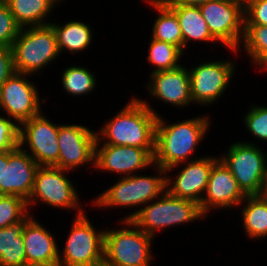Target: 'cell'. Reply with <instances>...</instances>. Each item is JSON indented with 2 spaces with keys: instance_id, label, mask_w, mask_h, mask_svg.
<instances>
[{
  "instance_id": "23",
  "label": "cell",
  "mask_w": 267,
  "mask_h": 266,
  "mask_svg": "<svg viewBox=\"0 0 267 266\" xmlns=\"http://www.w3.org/2000/svg\"><path fill=\"white\" fill-rule=\"evenodd\" d=\"M158 16L153 23L152 38L179 47L183 50V36L176 14L162 0H147Z\"/></svg>"
},
{
  "instance_id": "19",
  "label": "cell",
  "mask_w": 267,
  "mask_h": 266,
  "mask_svg": "<svg viewBox=\"0 0 267 266\" xmlns=\"http://www.w3.org/2000/svg\"><path fill=\"white\" fill-rule=\"evenodd\" d=\"M149 80L146 88L151 98H159L162 102L179 108L193 104L187 67L181 65L173 70L150 73Z\"/></svg>"
},
{
  "instance_id": "7",
  "label": "cell",
  "mask_w": 267,
  "mask_h": 266,
  "mask_svg": "<svg viewBox=\"0 0 267 266\" xmlns=\"http://www.w3.org/2000/svg\"><path fill=\"white\" fill-rule=\"evenodd\" d=\"M219 159L233 174L245 195L265 194L267 186V154L255 143L238 141L229 146Z\"/></svg>"
},
{
  "instance_id": "14",
  "label": "cell",
  "mask_w": 267,
  "mask_h": 266,
  "mask_svg": "<svg viewBox=\"0 0 267 266\" xmlns=\"http://www.w3.org/2000/svg\"><path fill=\"white\" fill-rule=\"evenodd\" d=\"M235 66L232 61H211L190 68V89L193 103L208 105L219 101L233 78Z\"/></svg>"
},
{
  "instance_id": "37",
  "label": "cell",
  "mask_w": 267,
  "mask_h": 266,
  "mask_svg": "<svg viewBox=\"0 0 267 266\" xmlns=\"http://www.w3.org/2000/svg\"><path fill=\"white\" fill-rule=\"evenodd\" d=\"M2 173H3V151H0V184H2Z\"/></svg>"
},
{
  "instance_id": "30",
  "label": "cell",
  "mask_w": 267,
  "mask_h": 266,
  "mask_svg": "<svg viewBox=\"0 0 267 266\" xmlns=\"http://www.w3.org/2000/svg\"><path fill=\"white\" fill-rule=\"evenodd\" d=\"M31 212L27 201L16 195H0V228L22 222Z\"/></svg>"
},
{
  "instance_id": "31",
  "label": "cell",
  "mask_w": 267,
  "mask_h": 266,
  "mask_svg": "<svg viewBox=\"0 0 267 266\" xmlns=\"http://www.w3.org/2000/svg\"><path fill=\"white\" fill-rule=\"evenodd\" d=\"M252 105L244 115V125L255 138L267 142V107Z\"/></svg>"
},
{
  "instance_id": "4",
  "label": "cell",
  "mask_w": 267,
  "mask_h": 266,
  "mask_svg": "<svg viewBox=\"0 0 267 266\" xmlns=\"http://www.w3.org/2000/svg\"><path fill=\"white\" fill-rule=\"evenodd\" d=\"M12 49L15 71L28 75L39 73L60 55L56 33L50 24L21 28Z\"/></svg>"
},
{
  "instance_id": "8",
  "label": "cell",
  "mask_w": 267,
  "mask_h": 266,
  "mask_svg": "<svg viewBox=\"0 0 267 266\" xmlns=\"http://www.w3.org/2000/svg\"><path fill=\"white\" fill-rule=\"evenodd\" d=\"M85 214L72 220L59 266H103L105 230L98 232Z\"/></svg>"
},
{
  "instance_id": "13",
  "label": "cell",
  "mask_w": 267,
  "mask_h": 266,
  "mask_svg": "<svg viewBox=\"0 0 267 266\" xmlns=\"http://www.w3.org/2000/svg\"><path fill=\"white\" fill-rule=\"evenodd\" d=\"M96 132L78 124H61L58 131L59 157L54 165L70 171L84 164L95 166Z\"/></svg>"
},
{
  "instance_id": "6",
  "label": "cell",
  "mask_w": 267,
  "mask_h": 266,
  "mask_svg": "<svg viewBox=\"0 0 267 266\" xmlns=\"http://www.w3.org/2000/svg\"><path fill=\"white\" fill-rule=\"evenodd\" d=\"M121 224L128 228L105 230L103 266H150L154 238L130 220H121Z\"/></svg>"
},
{
  "instance_id": "5",
  "label": "cell",
  "mask_w": 267,
  "mask_h": 266,
  "mask_svg": "<svg viewBox=\"0 0 267 266\" xmlns=\"http://www.w3.org/2000/svg\"><path fill=\"white\" fill-rule=\"evenodd\" d=\"M157 175H131L120 179L111 188L102 191L92 204L100 208L139 207L159 198L166 191V170L158 165ZM164 175V176H163Z\"/></svg>"
},
{
  "instance_id": "33",
  "label": "cell",
  "mask_w": 267,
  "mask_h": 266,
  "mask_svg": "<svg viewBox=\"0 0 267 266\" xmlns=\"http://www.w3.org/2000/svg\"><path fill=\"white\" fill-rule=\"evenodd\" d=\"M19 146V125L12 119L0 116V151L14 150Z\"/></svg>"
},
{
  "instance_id": "38",
  "label": "cell",
  "mask_w": 267,
  "mask_h": 266,
  "mask_svg": "<svg viewBox=\"0 0 267 266\" xmlns=\"http://www.w3.org/2000/svg\"><path fill=\"white\" fill-rule=\"evenodd\" d=\"M23 266H59V265H45V264H25Z\"/></svg>"
},
{
  "instance_id": "26",
  "label": "cell",
  "mask_w": 267,
  "mask_h": 266,
  "mask_svg": "<svg viewBox=\"0 0 267 266\" xmlns=\"http://www.w3.org/2000/svg\"><path fill=\"white\" fill-rule=\"evenodd\" d=\"M23 228L24 220L18 224L0 228V266H23L26 264Z\"/></svg>"
},
{
  "instance_id": "17",
  "label": "cell",
  "mask_w": 267,
  "mask_h": 266,
  "mask_svg": "<svg viewBox=\"0 0 267 266\" xmlns=\"http://www.w3.org/2000/svg\"><path fill=\"white\" fill-rule=\"evenodd\" d=\"M196 158L185 162L186 165L175 179L166 176V191L174 197L193 200L200 204L207 189L211 168L219 158L218 156Z\"/></svg>"
},
{
  "instance_id": "29",
  "label": "cell",
  "mask_w": 267,
  "mask_h": 266,
  "mask_svg": "<svg viewBox=\"0 0 267 266\" xmlns=\"http://www.w3.org/2000/svg\"><path fill=\"white\" fill-rule=\"evenodd\" d=\"M63 89L72 96L85 95L96 87V78L88 68L82 66H70L62 73Z\"/></svg>"
},
{
  "instance_id": "25",
  "label": "cell",
  "mask_w": 267,
  "mask_h": 266,
  "mask_svg": "<svg viewBox=\"0 0 267 266\" xmlns=\"http://www.w3.org/2000/svg\"><path fill=\"white\" fill-rule=\"evenodd\" d=\"M56 33L59 52L70 51V54L81 52L91 45L92 30L90 25L80 21H69L65 25L50 22Z\"/></svg>"
},
{
  "instance_id": "12",
  "label": "cell",
  "mask_w": 267,
  "mask_h": 266,
  "mask_svg": "<svg viewBox=\"0 0 267 266\" xmlns=\"http://www.w3.org/2000/svg\"><path fill=\"white\" fill-rule=\"evenodd\" d=\"M30 76L15 72L0 88V111L18 125L42 112L37 86L27 79Z\"/></svg>"
},
{
  "instance_id": "34",
  "label": "cell",
  "mask_w": 267,
  "mask_h": 266,
  "mask_svg": "<svg viewBox=\"0 0 267 266\" xmlns=\"http://www.w3.org/2000/svg\"><path fill=\"white\" fill-rule=\"evenodd\" d=\"M245 25L267 26V0H251L244 6Z\"/></svg>"
},
{
  "instance_id": "21",
  "label": "cell",
  "mask_w": 267,
  "mask_h": 266,
  "mask_svg": "<svg viewBox=\"0 0 267 266\" xmlns=\"http://www.w3.org/2000/svg\"><path fill=\"white\" fill-rule=\"evenodd\" d=\"M177 16L183 36V49L192 41L216 42L208 30L199 6L167 5Z\"/></svg>"
},
{
  "instance_id": "39",
  "label": "cell",
  "mask_w": 267,
  "mask_h": 266,
  "mask_svg": "<svg viewBox=\"0 0 267 266\" xmlns=\"http://www.w3.org/2000/svg\"><path fill=\"white\" fill-rule=\"evenodd\" d=\"M234 1L240 2L245 6L251 0H234Z\"/></svg>"
},
{
  "instance_id": "20",
  "label": "cell",
  "mask_w": 267,
  "mask_h": 266,
  "mask_svg": "<svg viewBox=\"0 0 267 266\" xmlns=\"http://www.w3.org/2000/svg\"><path fill=\"white\" fill-rule=\"evenodd\" d=\"M26 264L59 265V247L52 233L31 213L24 219L22 231Z\"/></svg>"
},
{
  "instance_id": "32",
  "label": "cell",
  "mask_w": 267,
  "mask_h": 266,
  "mask_svg": "<svg viewBox=\"0 0 267 266\" xmlns=\"http://www.w3.org/2000/svg\"><path fill=\"white\" fill-rule=\"evenodd\" d=\"M21 27L5 1H0V46L12 47Z\"/></svg>"
},
{
  "instance_id": "35",
  "label": "cell",
  "mask_w": 267,
  "mask_h": 266,
  "mask_svg": "<svg viewBox=\"0 0 267 266\" xmlns=\"http://www.w3.org/2000/svg\"><path fill=\"white\" fill-rule=\"evenodd\" d=\"M15 72L12 47L0 46V88Z\"/></svg>"
},
{
  "instance_id": "1",
  "label": "cell",
  "mask_w": 267,
  "mask_h": 266,
  "mask_svg": "<svg viewBox=\"0 0 267 266\" xmlns=\"http://www.w3.org/2000/svg\"><path fill=\"white\" fill-rule=\"evenodd\" d=\"M164 120L159 114L155 131L154 165L160 166L168 174L189 161L207 134L211 122L208 116L202 115L172 124Z\"/></svg>"
},
{
  "instance_id": "11",
  "label": "cell",
  "mask_w": 267,
  "mask_h": 266,
  "mask_svg": "<svg viewBox=\"0 0 267 266\" xmlns=\"http://www.w3.org/2000/svg\"><path fill=\"white\" fill-rule=\"evenodd\" d=\"M61 124H53L42 113L19 125V146H28L27 153L39 166H54L58 162V131ZM27 143V144H26ZM26 144V145H25Z\"/></svg>"
},
{
  "instance_id": "36",
  "label": "cell",
  "mask_w": 267,
  "mask_h": 266,
  "mask_svg": "<svg viewBox=\"0 0 267 266\" xmlns=\"http://www.w3.org/2000/svg\"><path fill=\"white\" fill-rule=\"evenodd\" d=\"M166 5H193L199 6L209 0H162Z\"/></svg>"
},
{
  "instance_id": "3",
  "label": "cell",
  "mask_w": 267,
  "mask_h": 266,
  "mask_svg": "<svg viewBox=\"0 0 267 266\" xmlns=\"http://www.w3.org/2000/svg\"><path fill=\"white\" fill-rule=\"evenodd\" d=\"M196 201L177 198L165 191L145 207L123 217L138 229L154 238L157 231L171 226L186 224L197 219H206Z\"/></svg>"
},
{
  "instance_id": "16",
  "label": "cell",
  "mask_w": 267,
  "mask_h": 266,
  "mask_svg": "<svg viewBox=\"0 0 267 266\" xmlns=\"http://www.w3.org/2000/svg\"><path fill=\"white\" fill-rule=\"evenodd\" d=\"M39 165L20 146L3 151L2 184L0 195H16L28 201L34 187Z\"/></svg>"
},
{
  "instance_id": "10",
  "label": "cell",
  "mask_w": 267,
  "mask_h": 266,
  "mask_svg": "<svg viewBox=\"0 0 267 266\" xmlns=\"http://www.w3.org/2000/svg\"><path fill=\"white\" fill-rule=\"evenodd\" d=\"M68 172L55 166H39L33 191L27 201L28 210L38 201L55 208L77 209V216L83 214L84 210L79 205V194L74 188L76 186L64 174Z\"/></svg>"
},
{
  "instance_id": "24",
  "label": "cell",
  "mask_w": 267,
  "mask_h": 266,
  "mask_svg": "<svg viewBox=\"0 0 267 266\" xmlns=\"http://www.w3.org/2000/svg\"><path fill=\"white\" fill-rule=\"evenodd\" d=\"M243 202L245 206L241 210L242 226L248 237H267V195H246Z\"/></svg>"
},
{
  "instance_id": "15",
  "label": "cell",
  "mask_w": 267,
  "mask_h": 266,
  "mask_svg": "<svg viewBox=\"0 0 267 266\" xmlns=\"http://www.w3.org/2000/svg\"><path fill=\"white\" fill-rule=\"evenodd\" d=\"M101 145H95V166L93 167L95 169L114 172L119 175L122 174V177H127L154 165L155 148Z\"/></svg>"
},
{
  "instance_id": "22",
  "label": "cell",
  "mask_w": 267,
  "mask_h": 266,
  "mask_svg": "<svg viewBox=\"0 0 267 266\" xmlns=\"http://www.w3.org/2000/svg\"><path fill=\"white\" fill-rule=\"evenodd\" d=\"M16 23L21 27L49 25L45 19L58 4L55 0H5Z\"/></svg>"
},
{
  "instance_id": "9",
  "label": "cell",
  "mask_w": 267,
  "mask_h": 266,
  "mask_svg": "<svg viewBox=\"0 0 267 266\" xmlns=\"http://www.w3.org/2000/svg\"><path fill=\"white\" fill-rule=\"evenodd\" d=\"M199 8L212 37L231 52L239 51L245 27L244 5L234 0H209Z\"/></svg>"
},
{
  "instance_id": "27",
  "label": "cell",
  "mask_w": 267,
  "mask_h": 266,
  "mask_svg": "<svg viewBox=\"0 0 267 266\" xmlns=\"http://www.w3.org/2000/svg\"><path fill=\"white\" fill-rule=\"evenodd\" d=\"M241 44L253 65L267 70V26L245 25Z\"/></svg>"
},
{
  "instance_id": "18",
  "label": "cell",
  "mask_w": 267,
  "mask_h": 266,
  "mask_svg": "<svg viewBox=\"0 0 267 266\" xmlns=\"http://www.w3.org/2000/svg\"><path fill=\"white\" fill-rule=\"evenodd\" d=\"M245 197L233 174L219 159L211 168L207 189L199 206L206 217L210 209L238 208Z\"/></svg>"
},
{
  "instance_id": "2",
  "label": "cell",
  "mask_w": 267,
  "mask_h": 266,
  "mask_svg": "<svg viewBox=\"0 0 267 266\" xmlns=\"http://www.w3.org/2000/svg\"><path fill=\"white\" fill-rule=\"evenodd\" d=\"M158 116L144 99L132 97L124 108L96 132V144L155 148ZM101 139L106 140L101 143Z\"/></svg>"
},
{
  "instance_id": "28",
  "label": "cell",
  "mask_w": 267,
  "mask_h": 266,
  "mask_svg": "<svg viewBox=\"0 0 267 266\" xmlns=\"http://www.w3.org/2000/svg\"><path fill=\"white\" fill-rule=\"evenodd\" d=\"M148 50V62L155 66L150 73L173 70L181 66L179 62L184 51L177 46L152 38Z\"/></svg>"
}]
</instances>
